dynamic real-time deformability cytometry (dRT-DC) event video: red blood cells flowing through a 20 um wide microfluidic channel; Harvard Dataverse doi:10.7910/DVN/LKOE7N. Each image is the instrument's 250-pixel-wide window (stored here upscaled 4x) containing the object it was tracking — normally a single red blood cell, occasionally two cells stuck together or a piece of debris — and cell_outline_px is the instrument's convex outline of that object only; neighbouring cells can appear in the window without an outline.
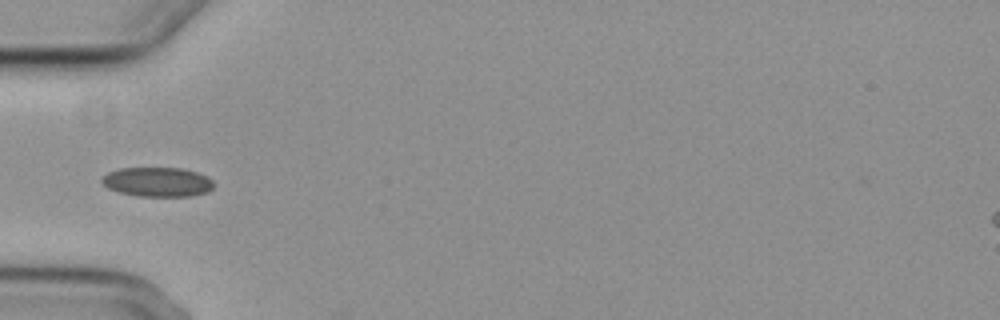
{"species": "common noctule bat (a hibernating species)", "species_latin": "Nyctalus noctula", "temperature_condition": "cold", "stored_images_in_passage": 8, "camera_frame_rate_fps": 3000, "um_per_image_px": 0.085, "animal": {"sex": "female", "body_mass_g": 29.2, "forearm_length_mm": 56.3}, "frame": {"image": 1, "passage_image": 6, "time_ms": 6.0, "image_size_px": [1000, 320], "cell_outline_px": [[216, 184], [208, 192], [192, 196], [136, 196], [120, 192], [108, 188], [100, 180], [108, 172], [120, 168], [180, 168], [196, 172], [208, 176]], "centroid_in_image_um": [13.42, 15.47], "position_along_channel_um": 71.6, "area_um2": 19.25}}
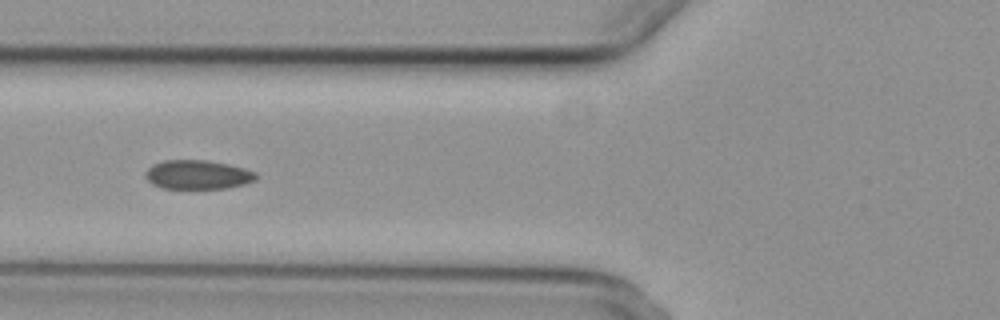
{"frame": {"image": 2, "passage_image": 7, "time_ms": 7.0, "image_size_px": [1000, 320], "cell_outline_px": [[256, 180], [244, 184], [228, 188], [164, 188], [152, 184], [144, 176], [144, 172], [152, 164], [164, 160], [208, 160], [228, 164], [244, 168], [256, 172]], "centroid_in_image_um": [16.79, 14.84], "position_along_channel_um": 109.0, "area_um2": 18.79}}
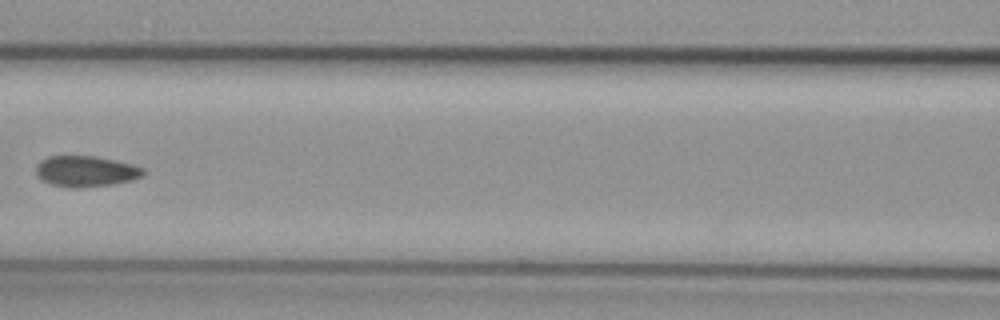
{"frame": {"image": 3, "passage_image": 8, "time_ms": 8.333, "image_size_px": [1000, 320], "cell_outline_px": [[144, 176], [132, 180], [112, 184], [80, 188], [72, 188], [52, 184], [40, 180], [36, 176], [36, 164], [40, 160], [48, 156], [96, 156], [116, 160], [132, 164], [144, 168]], "centroid_in_image_um": [7.28, 14.55], "position_along_channel_um": 159.3, "area_um2": 19.54}}